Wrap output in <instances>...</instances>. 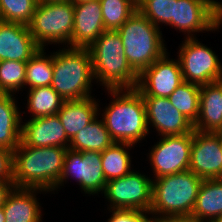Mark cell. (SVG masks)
<instances>
[{
	"instance_id": "33",
	"label": "cell",
	"mask_w": 222,
	"mask_h": 222,
	"mask_svg": "<svg viewBox=\"0 0 222 222\" xmlns=\"http://www.w3.org/2000/svg\"><path fill=\"white\" fill-rule=\"evenodd\" d=\"M111 217L107 222H156L154 216L148 217L146 214L152 215L150 211L133 210V209H112Z\"/></svg>"
},
{
	"instance_id": "6",
	"label": "cell",
	"mask_w": 222,
	"mask_h": 222,
	"mask_svg": "<svg viewBox=\"0 0 222 222\" xmlns=\"http://www.w3.org/2000/svg\"><path fill=\"white\" fill-rule=\"evenodd\" d=\"M126 59L139 75L166 52L162 31L138 9L117 30Z\"/></svg>"
},
{
	"instance_id": "23",
	"label": "cell",
	"mask_w": 222,
	"mask_h": 222,
	"mask_svg": "<svg viewBox=\"0 0 222 222\" xmlns=\"http://www.w3.org/2000/svg\"><path fill=\"white\" fill-rule=\"evenodd\" d=\"M222 215V180L204 179L200 185L192 217L200 222H212Z\"/></svg>"
},
{
	"instance_id": "37",
	"label": "cell",
	"mask_w": 222,
	"mask_h": 222,
	"mask_svg": "<svg viewBox=\"0 0 222 222\" xmlns=\"http://www.w3.org/2000/svg\"><path fill=\"white\" fill-rule=\"evenodd\" d=\"M5 214H4V210H3V206H0V222H5Z\"/></svg>"
},
{
	"instance_id": "34",
	"label": "cell",
	"mask_w": 222,
	"mask_h": 222,
	"mask_svg": "<svg viewBox=\"0 0 222 222\" xmlns=\"http://www.w3.org/2000/svg\"><path fill=\"white\" fill-rule=\"evenodd\" d=\"M0 181H13V151L0 147Z\"/></svg>"
},
{
	"instance_id": "10",
	"label": "cell",
	"mask_w": 222,
	"mask_h": 222,
	"mask_svg": "<svg viewBox=\"0 0 222 222\" xmlns=\"http://www.w3.org/2000/svg\"><path fill=\"white\" fill-rule=\"evenodd\" d=\"M222 25V2L214 0H177L171 26L184 32L186 38H195L191 33L216 31Z\"/></svg>"
},
{
	"instance_id": "15",
	"label": "cell",
	"mask_w": 222,
	"mask_h": 222,
	"mask_svg": "<svg viewBox=\"0 0 222 222\" xmlns=\"http://www.w3.org/2000/svg\"><path fill=\"white\" fill-rule=\"evenodd\" d=\"M146 106L147 125L155 127L158 135H183L194 131V124L177 110L168 98L142 96Z\"/></svg>"
},
{
	"instance_id": "27",
	"label": "cell",
	"mask_w": 222,
	"mask_h": 222,
	"mask_svg": "<svg viewBox=\"0 0 222 222\" xmlns=\"http://www.w3.org/2000/svg\"><path fill=\"white\" fill-rule=\"evenodd\" d=\"M41 48L26 64L25 86L31 88L50 86L53 78V53L49 56Z\"/></svg>"
},
{
	"instance_id": "13",
	"label": "cell",
	"mask_w": 222,
	"mask_h": 222,
	"mask_svg": "<svg viewBox=\"0 0 222 222\" xmlns=\"http://www.w3.org/2000/svg\"><path fill=\"white\" fill-rule=\"evenodd\" d=\"M184 82L178 59L167 51L138 75L136 89L142 96L168 98Z\"/></svg>"
},
{
	"instance_id": "22",
	"label": "cell",
	"mask_w": 222,
	"mask_h": 222,
	"mask_svg": "<svg viewBox=\"0 0 222 222\" xmlns=\"http://www.w3.org/2000/svg\"><path fill=\"white\" fill-rule=\"evenodd\" d=\"M21 115L14 94L0 93V147L14 151L20 144Z\"/></svg>"
},
{
	"instance_id": "28",
	"label": "cell",
	"mask_w": 222,
	"mask_h": 222,
	"mask_svg": "<svg viewBox=\"0 0 222 222\" xmlns=\"http://www.w3.org/2000/svg\"><path fill=\"white\" fill-rule=\"evenodd\" d=\"M172 105L187 117L193 124L199 116L200 86L183 82L168 97Z\"/></svg>"
},
{
	"instance_id": "25",
	"label": "cell",
	"mask_w": 222,
	"mask_h": 222,
	"mask_svg": "<svg viewBox=\"0 0 222 222\" xmlns=\"http://www.w3.org/2000/svg\"><path fill=\"white\" fill-rule=\"evenodd\" d=\"M132 147L134 145L130 143L114 142L101 152L102 169L106 182L123 177L132 171L130 153L127 151Z\"/></svg>"
},
{
	"instance_id": "11",
	"label": "cell",
	"mask_w": 222,
	"mask_h": 222,
	"mask_svg": "<svg viewBox=\"0 0 222 222\" xmlns=\"http://www.w3.org/2000/svg\"><path fill=\"white\" fill-rule=\"evenodd\" d=\"M73 177L79 183L81 191L94 195L103 193L106 180L102 169L101 152H77L68 149L64 158L63 172L58 182V188Z\"/></svg>"
},
{
	"instance_id": "36",
	"label": "cell",
	"mask_w": 222,
	"mask_h": 222,
	"mask_svg": "<svg viewBox=\"0 0 222 222\" xmlns=\"http://www.w3.org/2000/svg\"><path fill=\"white\" fill-rule=\"evenodd\" d=\"M156 222H200L192 216H179V217H167L164 219L156 220Z\"/></svg>"
},
{
	"instance_id": "2",
	"label": "cell",
	"mask_w": 222,
	"mask_h": 222,
	"mask_svg": "<svg viewBox=\"0 0 222 222\" xmlns=\"http://www.w3.org/2000/svg\"><path fill=\"white\" fill-rule=\"evenodd\" d=\"M113 96L103 110L102 119L110 137L118 143L140 142L149 134L146 106L141 93L135 89H107Z\"/></svg>"
},
{
	"instance_id": "18",
	"label": "cell",
	"mask_w": 222,
	"mask_h": 222,
	"mask_svg": "<svg viewBox=\"0 0 222 222\" xmlns=\"http://www.w3.org/2000/svg\"><path fill=\"white\" fill-rule=\"evenodd\" d=\"M21 141L31 147H63L69 149L70 139L58 115L30 118L22 124Z\"/></svg>"
},
{
	"instance_id": "1",
	"label": "cell",
	"mask_w": 222,
	"mask_h": 222,
	"mask_svg": "<svg viewBox=\"0 0 222 222\" xmlns=\"http://www.w3.org/2000/svg\"><path fill=\"white\" fill-rule=\"evenodd\" d=\"M68 148L31 147L22 141L13 151V184L17 188L58 189Z\"/></svg>"
},
{
	"instance_id": "7",
	"label": "cell",
	"mask_w": 222,
	"mask_h": 222,
	"mask_svg": "<svg viewBox=\"0 0 222 222\" xmlns=\"http://www.w3.org/2000/svg\"><path fill=\"white\" fill-rule=\"evenodd\" d=\"M36 43L44 48L47 44H67L71 47L74 27V3L39 2L28 25Z\"/></svg>"
},
{
	"instance_id": "21",
	"label": "cell",
	"mask_w": 222,
	"mask_h": 222,
	"mask_svg": "<svg viewBox=\"0 0 222 222\" xmlns=\"http://www.w3.org/2000/svg\"><path fill=\"white\" fill-rule=\"evenodd\" d=\"M98 107L99 104L92 96L80 100L64 101L57 115L70 140L100 114Z\"/></svg>"
},
{
	"instance_id": "19",
	"label": "cell",
	"mask_w": 222,
	"mask_h": 222,
	"mask_svg": "<svg viewBox=\"0 0 222 222\" xmlns=\"http://www.w3.org/2000/svg\"><path fill=\"white\" fill-rule=\"evenodd\" d=\"M48 192L39 188H17L8 194L3 210L5 222H42V210L36 193Z\"/></svg>"
},
{
	"instance_id": "31",
	"label": "cell",
	"mask_w": 222,
	"mask_h": 222,
	"mask_svg": "<svg viewBox=\"0 0 222 222\" xmlns=\"http://www.w3.org/2000/svg\"><path fill=\"white\" fill-rule=\"evenodd\" d=\"M175 3H177V0H139L137 9L160 29L161 24L171 26V20L174 18Z\"/></svg>"
},
{
	"instance_id": "24",
	"label": "cell",
	"mask_w": 222,
	"mask_h": 222,
	"mask_svg": "<svg viewBox=\"0 0 222 222\" xmlns=\"http://www.w3.org/2000/svg\"><path fill=\"white\" fill-rule=\"evenodd\" d=\"M98 116L99 114L70 140L69 149L77 152H102L114 143L104 120H99Z\"/></svg>"
},
{
	"instance_id": "9",
	"label": "cell",
	"mask_w": 222,
	"mask_h": 222,
	"mask_svg": "<svg viewBox=\"0 0 222 222\" xmlns=\"http://www.w3.org/2000/svg\"><path fill=\"white\" fill-rule=\"evenodd\" d=\"M104 196L112 209L150 211L152 205V178L131 172L123 177L106 182Z\"/></svg>"
},
{
	"instance_id": "4",
	"label": "cell",
	"mask_w": 222,
	"mask_h": 222,
	"mask_svg": "<svg viewBox=\"0 0 222 222\" xmlns=\"http://www.w3.org/2000/svg\"><path fill=\"white\" fill-rule=\"evenodd\" d=\"M202 181L190 170L153 179L151 214L156 220L191 216Z\"/></svg>"
},
{
	"instance_id": "16",
	"label": "cell",
	"mask_w": 222,
	"mask_h": 222,
	"mask_svg": "<svg viewBox=\"0 0 222 222\" xmlns=\"http://www.w3.org/2000/svg\"><path fill=\"white\" fill-rule=\"evenodd\" d=\"M104 31L100 0L74 4L71 47L89 48Z\"/></svg>"
},
{
	"instance_id": "14",
	"label": "cell",
	"mask_w": 222,
	"mask_h": 222,
	"mask_svg": "<svg viewBox=\"0 0 222 222\" xmlns=\"http://www.w3.org/2000/svg\"><path fill=\"white\" fill-rule=\"evenodd\" d=\"M189 170L204 179L222 180V135L193 131Z\"/></svg>"
},
{
	"instance_id": "30",
	"label": "cell",
	"mask_w": 222,
	"mask_h": 222,
	"mask_svg": "<svg viewBox=\"0 0 222 222\" xmlns=\"http://www.w3.org/2000/svg\"><path fill=\"white\" fill-rule=\"evenodd\" d=\"M38 0H0V20L29 25Z\"/></svg>"
},
{
	"instance_id": "3",
	"label": "cell",
	"mask_w": 222,
	"mask_h": 222,
	"mask_svg": "<svg viewBox=\"0 0 222 222\" xmlns=\"http://www.w3.org/2000/svg\"><path fill=\"white\" fill-rule=\"evenodd\" d=\"M93 75L105 89H135L138 74L128 63L122 38L117 31L105 30L88 48Z\"/></svg>"
},
{
	"instance_id": "40",
	"label": "cell",
	"mask_w": 222,
	"mask_h": 222,
	"mask_svg": "<svg viewBox=\"0 0 222 222\" xmlns=\"http://www.w3.org/2000/svg\"><path fill=\"white\" fill-rule=\"evenodd\" d=\"M212 222H222V215L214 219Z\"/></svg>"
},
{
	"instance_id": "12",
	"label": "cell",
	"mask_w": 222,
	"mask_h": 222,
	"mask_svg": "<svg viewBox=\"0 0 222 222\" xmlns=\"http://www.w3.org/2000/svg\"><path fill=\"white\" fill-rule=\"evenodd\" d=\"M192 141L193 131L183 135L162 136L148 153L154 178L189 170Z\"/></svg>"
},
{
	"instance_id": "38",
	"label": "cell",
	"mask_w": 222,
	"mask_h": 222,
	"mask_svg": "<svg viewBox=\"0 0 222 222\" xmlns=\"http://www.w3.org/2000/svg\"><path fill=\"white\" fill-rule=\"evenodd\" d=\"M69 0H38V2H64Z\"/></svg>"
},
{
	"instance_id": "17",
	"label": "cell",
	"mask_w": 222,
	"mask_h": 222,
	"mask_svg": "<svg viewBox=\"0 0 222 222\" xmlns=\"http://www.w3.org/2000/svg\"><path fill=\"white\" fill-rule=\"evenodd\" d=\"M40 49L27 25L0 20V61L27 62Z\"/></svg>"
},
{
	"instance_id": "20",
	"label": "cell",
	"mask_w": 222,
	"mask_h": 222,
	"mask_svg": "<svg viewBox=\"0 0 222 222\" xmlns=\"http://www.w3.org/2000/svg\"><path fill=\"white\" fill-rule=\"evenodd\" d=\"M194 130L213 133L222 130V80L200 86L199 116Z\"/></svg>"
},
{
	"instance_id": "26",
	"label": "cell",
	"mask_w": 222,
	"mask_h": 222,
	"mask_svg": "<svg viewBox=\"0 0 222 222\" xmlns=\"http://www.w3.org/2000/svg\"><path fill=\"white\" fill-rule=\"evenodd\" d=\"M28 92L26 105L32 118L56 115L65 101L51 86L31 88Z\"/></svg>"
},
{
	"instance_id": "39",
	"label": "cell",
	"mask_w": 222,
	"mask_h": 222,
	"mask_svg": "<svg viewBox=\"0 0 222 222\" xmlns=\"http://www.w3.org/2000/svg\"><path fill=\"white\" fill-rule=\"evenodd\" d=\"M72 1L74 4H77V3H81V2H85V1H90V0H70Z\"/></svg>"
},
{
	"instance_id": "8",
	"label": "cell",
	"mask_w": 222,
	"mask_h": 222,
	"mask_svg": "<svg viewBox=\"0 0 222 222\" xmlns=\"http://www.w3.org/2000/svg\"><path fill=\"white\" fill-rule=\"evenodd\" d=\"M178 60L183 80L203 86L222 80V63L215 51L195 38H185L179 47Z\"/></svg>"
},
{
	"instance_id": "5",
	"label": "cell",
	"mask_w": 222,
	"mask_h": 222,
	"mask_svg": "<svg viewBox=\"0 0 222 222\" xmlns=\"http://www.w3.org/2000/svg\"><path fill=\"white\" fill-rule=\"evenodd\" d=\"M53 52L51 87L65 100L91 97L93 75L92 59L88 48L68 47Z\"/></svg>"
},
{
	"instance_id": "32",
	"label": "cell",
	"mask_w": 222,
	"mask_h": 222,
	"mask_svg": "<svg viewBox=\"0 0 222 222\" xmlns=\"http://www.w3.org/2000/svg\"><path fill=\"white\" fill-rule=\"evenodd\" d=\"M26 64L23 61H0V93L14 94L24 88Z\"/></svg>"
},
{
	"instance_id": "35",
	"label": "cell",
	"mask_w": 222,
	"mask_h": 222,
	"mask_svg": "<svg viewBox=\"0 0 222 222\" xmlns=\"http://www.w3.org/2000/svg\"><path fill=\"white\" fill-rule=\"evenodd\" d=\"M14 187L13 181H0V206L5 204L8 194Z\"/></svg>"
},
{
	"instance_id": "29",
	"label": "cell",
	"mask_w": 222,
	"mask_h": 222,
	"mask_svg": "<svg viewBox=\"0 0 222 222\" xmlns=\"http://www.w3.org/2000/svg\"><path fill=\"white\" fill-rule=\"evenodd\" d=\"M105 30L117 31L136 11L135 0H100Z\"/></svg>"
}]
</instances>
